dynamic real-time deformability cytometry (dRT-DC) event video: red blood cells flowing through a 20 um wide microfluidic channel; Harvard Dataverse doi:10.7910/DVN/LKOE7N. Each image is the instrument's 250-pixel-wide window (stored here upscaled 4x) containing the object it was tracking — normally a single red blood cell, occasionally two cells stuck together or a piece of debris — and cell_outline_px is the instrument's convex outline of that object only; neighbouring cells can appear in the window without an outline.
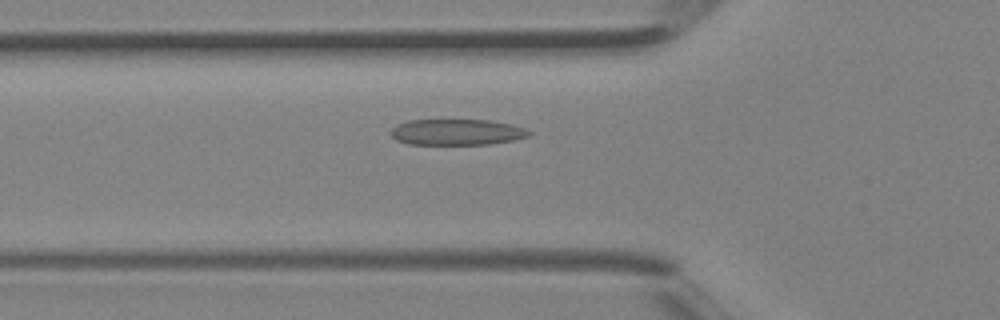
{"species": "Egyptian fruit bat (a non-hibernating species)", "species_latin": "Rousettus aegyptiacus", "temperature_condition": "room temperature", "stored_images_in_passage": 36, "camera_frame_rate_fps": 3000, "um_per_image_px": 0.085, "animal": {"sex": "female"}, "frame": {"image": 1, "passage_image": 10, "time_ms": 3.0, "image_size_px": [1000, 320], "cell_outline_px": [[532, 132], [528, 136], [512, 140], [488, 144], [408, 144], [396, 140], [388, 132], [396, 124], [408, 120], [492, 120], [512, 124], [524, 128]], "centroid_in_image_um": [38.79, 11.22], "position_along_channel_um": 87.0, "area_um2": 20.98}}
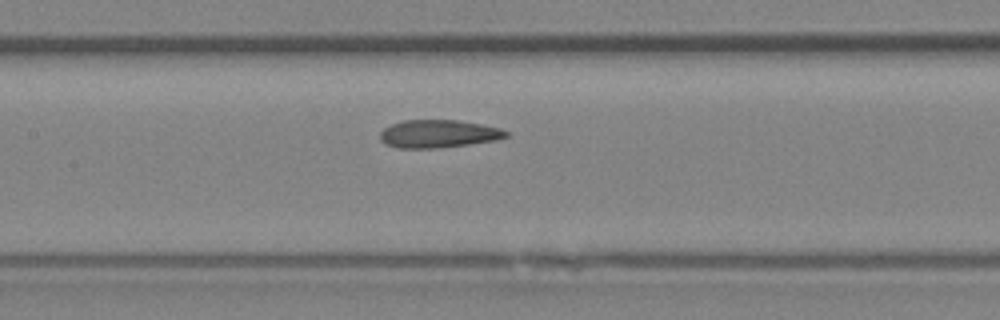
{"frame": {"image": 2, "passage_image": 15, "time_ms": 4.667, "image_size_px": [1000, 320], "cell_outline_px": [[508, 136], [496, 140], [440, 148], [396, 148], [384, 144], [380, 140], [380, 132], [384, 128], [392, 124], [404, 120], [460, 120], [500, 128], [508, 132]], "centroid_in_image_um": [37.23, 11.38], "position_along_channel_um": 170.2, "area_um2": 20.52}}
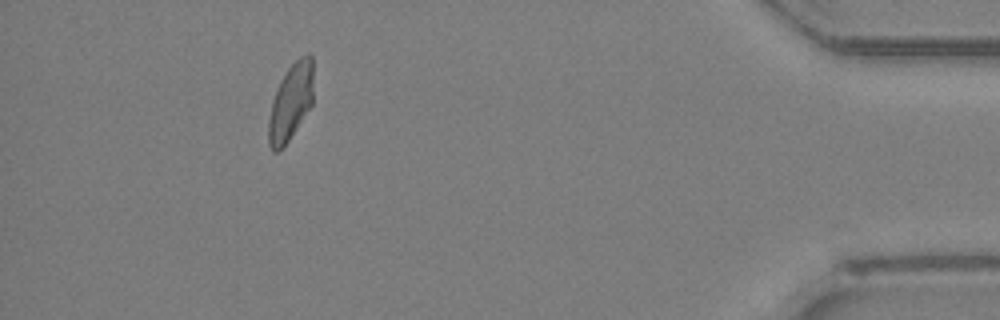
{"frame": {"image": 3, "passage_image": 33, "time_ms": 10.667, "image_size_px": [1000, 320], "cell_outline_px": [[312, 104], [280, 152], [272, 152], [268, 144], [268, 120], [272, 100], [276, 88], [280, 80], [288, 68], [300, 56], [308, 52], [312, 56]], "centroid_in_image_um": [24.68, 8.68], "position_along_channel_um": 410.5, "area_um2": 20.0}}